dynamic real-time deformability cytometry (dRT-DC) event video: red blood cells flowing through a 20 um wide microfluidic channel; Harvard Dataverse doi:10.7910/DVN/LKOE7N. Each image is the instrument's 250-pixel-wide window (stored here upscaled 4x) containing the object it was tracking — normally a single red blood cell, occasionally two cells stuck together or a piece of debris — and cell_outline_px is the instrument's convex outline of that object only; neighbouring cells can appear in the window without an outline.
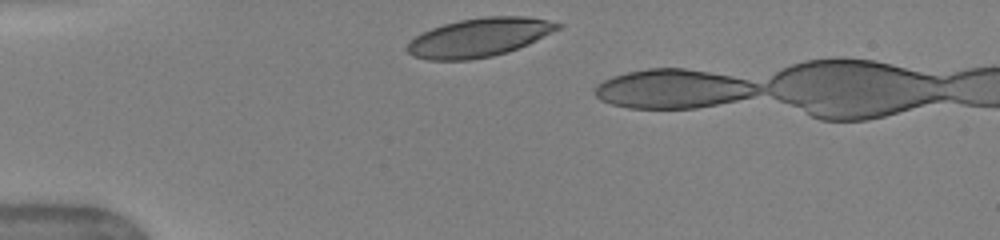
{"species": "human", "species_latin": "Homo sapiens", "temperature_condition": "warm", "stored_images_in_passage": 3, "camera_frame_rate_fps": 3000, "um_per_image_px": 0.085, "donor": {"sex": "female"}, "frame": {"image": 1, "passage_image": 1, "time_ms": 0.0, "image_size_px": [1000, 240], "cell_outline_px": [[564, 24], [560, 28], [528, 44], [492, 56], [468, 60], [428, 60], [412, 56], [404, 48], [416, 36], [432, 28], [444, 24], [460, 20], [484, 16], [524, 16]], "centroid_in_image_um": [40.7, 3.18], "position_along_channel_um": 44.3, "area_um2": 33.52}}